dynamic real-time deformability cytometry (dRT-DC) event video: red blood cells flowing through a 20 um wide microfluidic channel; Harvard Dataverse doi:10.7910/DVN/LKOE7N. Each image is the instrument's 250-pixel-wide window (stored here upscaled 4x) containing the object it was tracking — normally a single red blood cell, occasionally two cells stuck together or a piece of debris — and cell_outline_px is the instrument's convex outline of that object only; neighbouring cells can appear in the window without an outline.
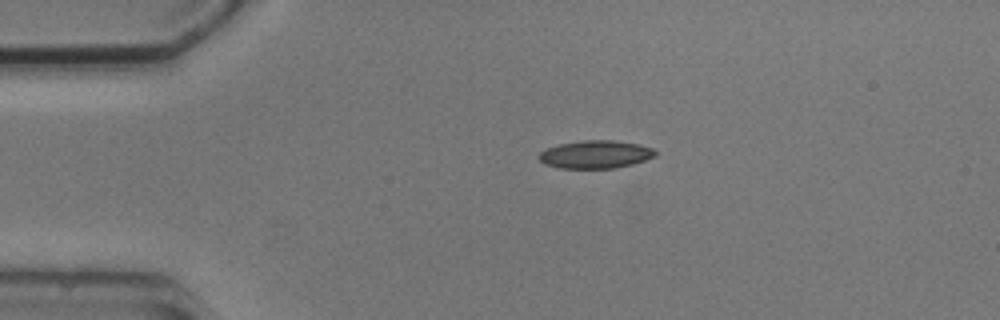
{"species": "common noctule bat (a hibernating species)", "species_latin": "Nyctalus noctula", "temperature_condition": "cold", "stored_images_in_passage": 4, "camera_frame_rate_fps": 3000, "um_per_image_px": 0.085, "animal": {"sex": "male", "body_mass_g": 20.5, "forearm_length_mm": 52.5}, "frame": {"image": 1, "passage_image": 4, "time_ms": 4.667, "image_size_px": [1000, 320], "cell_outline_px": [[656, 156], [632, 164], [616, 168], [560, 168], [544, 164], [536, 156], [540, 152], [548, 148], [560, 144], [584, 140], [612, 140], [640, 144], [652, 148], [656, 152]], "centroid_in_image_um": [50.61, 13.12], "position_along_channel_um": 34.4, "area_um2": 18.9}}